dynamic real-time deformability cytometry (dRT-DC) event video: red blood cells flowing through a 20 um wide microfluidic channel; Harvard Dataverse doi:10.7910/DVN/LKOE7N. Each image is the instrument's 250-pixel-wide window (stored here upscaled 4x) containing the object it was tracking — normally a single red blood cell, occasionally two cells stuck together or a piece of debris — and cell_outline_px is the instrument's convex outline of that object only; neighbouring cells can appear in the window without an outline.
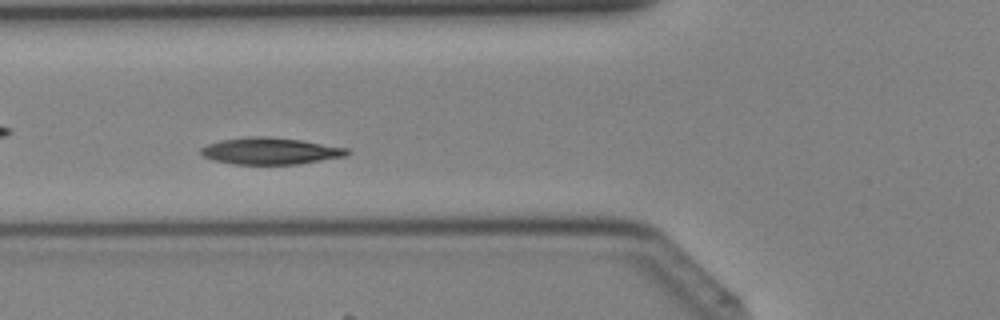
{"species": "Egyptian fruit bat (a non-hibernating species)", "species_latin": "Rousettus aegyptiacus", "temperature_condition": "cold", "stored_images_in_passage": 43, "camera_frame_rate_fps": 3000, "um_per_image_px": 0.085, "animal": {"sex": "female"}, "frame": {"image": 1, "passage_image": 17, "time_ms": 5.333, "image_size_px": [1000, 320], "cell_outline_px": [[352, 152], [348, 156], [296, 164], [232, 164], [212, 160], [204, 156], [200, 152], [200, 148], [208, 144], [220, 140], [248, 136], [264, 136], [300, 140], [348, 148]], "centroid_in_image_um": [22.98, 12.83], "position_along_channel_um": 102.8, "area_um2": 22.83}}
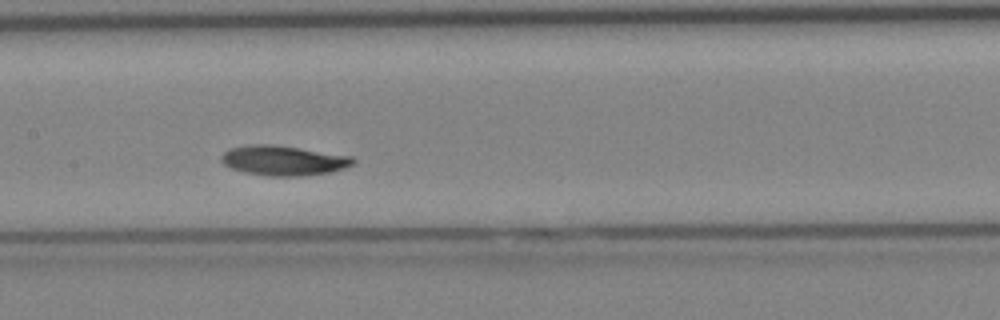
{"frame": {"image": 2, "passage_image": 22, "time_ms": 7.0, "image_size_px": [1000, 320], "cell_outline_px": [[356, 164], [332, 172], [304, 176], [268, 176], [244, 172], [232, 168], [224, 164], [220, 160], [220, 156], [228, 148], [248, 144], [272, 144], [352, 156], [356, 160]], "centroid_in_image_um": [24.1, 13.64], "position_along_channel_um": 183.3, "area_um2": 23.18}}
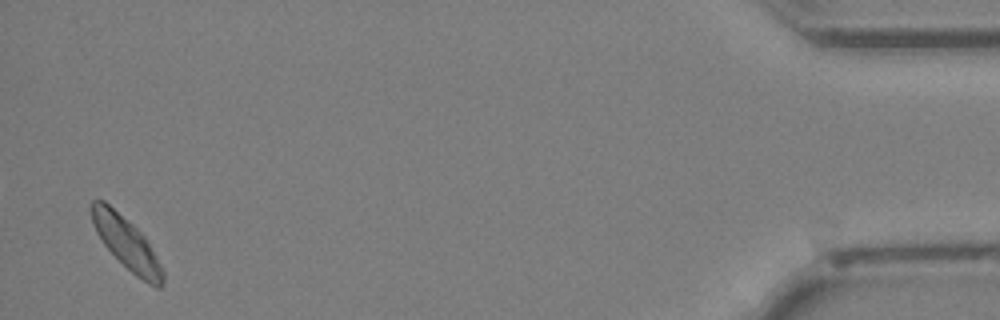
{"frame": {"image": 3, "passage_image": 42, "time_ms": 13.667, "image_size_px": [1000, 320], "cell_outline_px": [[164, 284], [160, 288], [156, 288], [148, 284], [136, 276], [104, 244], [96, 232], [92, 224], [92, 200], [104, 200], [132, 224], [144, 236], [160, 264], [164, 272]], "centroid_in_image_um": [10.78, 20.7], "position_along_channel_um": 424.4, "area_um2": 21.04}}